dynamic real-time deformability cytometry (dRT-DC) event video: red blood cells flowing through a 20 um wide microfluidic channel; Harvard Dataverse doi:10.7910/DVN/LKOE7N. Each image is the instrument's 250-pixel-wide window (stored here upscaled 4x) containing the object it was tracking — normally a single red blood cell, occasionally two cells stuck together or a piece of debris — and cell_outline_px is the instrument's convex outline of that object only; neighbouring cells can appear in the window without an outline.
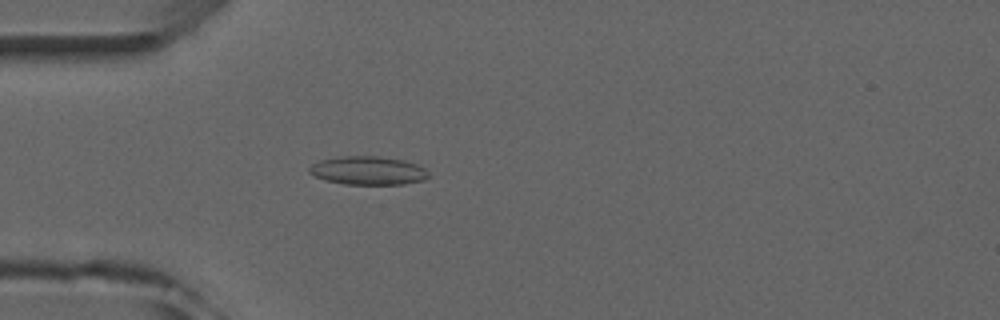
{"species": "common noctule bat (a hibernating species)", "species_latin": "Nyctalus noctula", "temperature_condition": "room temperature", "stored_images_in_passage": 2, "camera_frame_rate_fps": 3000, "um_per_image_px": 0.085, "animal": {"sex": "male", "forearm_length_mm": 52.5}, "frame": {"image": 1, "passage_image": 2, "time_ms": 1.0, "image_size_px": [1000, 320], "cell_outline_px": [[428, 176], [424, 180], [404, 184], [344, 184], [324, 180], [308, 172], [308, 168], [312, 164], [320, 160], [344, 156], [376, 156], [404, 160], [416, 164], [424, 168], [428, 172]], "centroid_in_image_um": [31.27, 14.5], "position_along_channel_um": 53.7, "area_um2": 19.71}}